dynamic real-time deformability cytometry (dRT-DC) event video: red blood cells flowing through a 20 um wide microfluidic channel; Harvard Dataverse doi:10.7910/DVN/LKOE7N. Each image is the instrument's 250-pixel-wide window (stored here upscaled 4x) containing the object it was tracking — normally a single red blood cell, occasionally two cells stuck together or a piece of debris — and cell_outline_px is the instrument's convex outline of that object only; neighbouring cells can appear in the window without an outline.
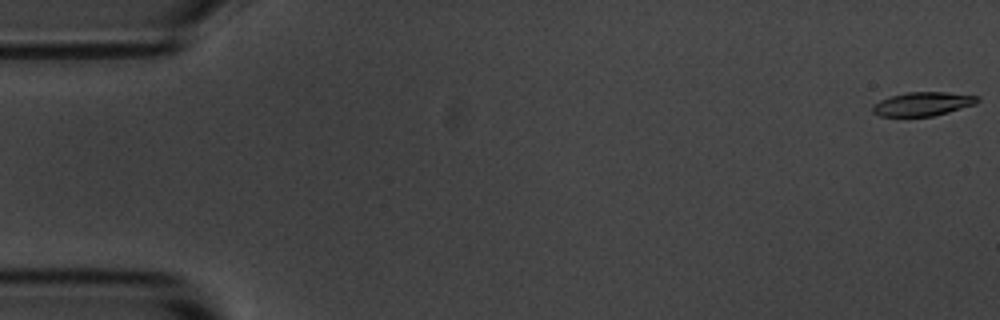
{"species": "common noctule bat (a hibernating species)", "species_latin": "Nyctalus noctula", "temperature_condition": "room temperature", "stored_images_in_passage": 17, "camera_frame_rate_fps": 3000, "um_per_image_px": 0.085, "animal": {"sex": "male", "body_mass_g": 20.1, "forearm_length_mm": 53.5}, "frame": {"image": 1, "passage_image": 1, "time_ms": 0.0, "image_size_px": [1000, 320], "cell_outline_px": [[980, 100], [976, 104], [948, 112], [932, 116], [880, 116], [872, 112], [872, 104], [880, 100], [892, 96], [908, 92], [948, 92], [980, 96]], "centroid_in_image_um": [78.45, 8.83], "position_along_channel_um": 6.5, "area_um2": 14.57}}
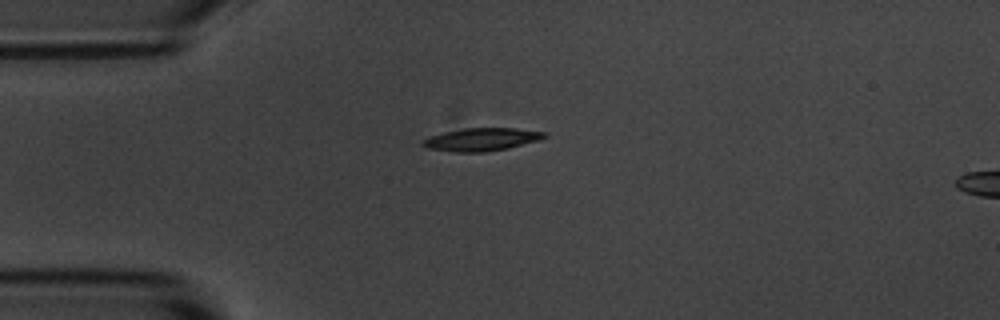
{"frame": {"image": 2, "passage_image": 14, "time_ms": 4.333, "image_size_px": [1000, 320], "cell_outline_px": [[548, 136], [540, 140], [508, 148], [484, 152], [452, 152], [428, 148], [420, 144], [424, 140], [432, 136], [444, 132], [464, 128], [516, 128], [548, 132]], "centroid_in_image_um": [40.99, 11.85], "position_along_channel_um": 44.0, "area_um2": 16.24}}